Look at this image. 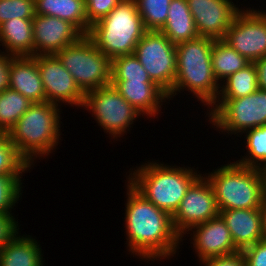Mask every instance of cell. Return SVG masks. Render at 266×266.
Returning a JSON list of instances; mask_svg holds the SVG:
<instances>
[{
	"label": "cell",
	"instance_id": "22",
	"mask_svg": "<svg viewBox=\"0 0 266 266\" xmlns=\"http://www.w3.org/2000/svg\"><path fill=\"white\" fill-rule=\"evenodd\" d=\"M160 31L175 45L199 36L187 0H171L166 23Z\"/></svg>",
	"mask_w": 266,
	"mask_h": 266
},
{
	"label": "cell",
	"instance_id": "30",
	"mask_svg": "<svg viewBox=\"0 0 266 266\" xmlns=\"http://www.w3.org/2000/svg\"><path fill=\"white\" fill-rule=\"evenodd\" d=\"M111 80H151V78L137 57L129 54L111 60Z\"/></svg>",
	"mask_w": 266,
	"mask_h": 266
},
{
	"label": "cell",
	"instance_id": "33",
	"mask_svg": "<svg viewBox=\"0 0 266 266\" xmlns=\"http://www.w3.org/2000/svg\"><path fill=\"white\" fill-rule=\"evenodd\" d=\"M122 0H85L86 17L90 25L108 15Z\"/></svg>",
	"mask_w": 266,
	"mask_h": 266
},
{
	"label": "cell",
	"instance_id": "15",
	"mask_svg": "<svg viewBox=\"0 0 266 266\" xmlns=\"http://www.w3.org/2000/svg\"><path fill=\"white\" fill-rule=\"evenodd\" d=\"M32 23L34 56L56 54L84 35L71 22L53 16L35 14Z\"/></svg>",
	"mask_w": 266,
	"mask_h": 266
},
{
	"label": "cell",
	"instance_id": "31",
	"mask_svg": "<svg viewBox=\"0 0 266 266\" xmlns=\"http://www.w3.org/2000/svg\"><path fill=\"white\" fill-rule=\"evenodd\" d=\"M22 175L0 174V214L13 215L11 210L22 195Z\"/></svg>",
	"mask_w": 266,
	"mask_h": 266
},
{
	"label": "cell",
	"instance_id": "2",
	"mask_svg": "<svg viewBox=\"0 0 266 266\" xmlns=\"http://www.w3.org/2000/svg\"><path fill=\"white\" fill-rule=\"evenodd\" d=\"M214 39L198 36L176 45V78L173 89L167 94L170 101L181 91L197 97L207 109L217 100L220 83L216 80L211 61Z\"/></svg>",
	"mask_w": 266,
	"mask_h": 266
},
{
	"label": "cell",
	"instance_id": "39",
	"mask_svg": "<svg viewBox=\"0 0 266 266\" xmlns=\"http://www.w3.org/2000/svg\"><path fill=\"white\" fill-rule=\"evenodd\" d=\"M261 217H262V232L264 239H266V198L260 208Z\"/></svg>",
	"mask_w": 266,
	"mask_h": 266
},
{
	"label": "cell",
	"instance_id": "17",
	"mask_svg": "<svg viewBox=\"0 0 266 266\" xmlns=\"http://www.w3.org/2000/svg\"><path fill=\"white\" fill-rule=\"evenodd\" d=\"M111 84L147 118L160 114L162 103L168 100L167 93L152 80H111Z\"/></svg>",
	"mask_w": 266,
	"mask_h": 266
},
{
	"label": "cell",
	"instance_id": "14",
	"mask_svg": "<svg viewBox=\"0 0 266 266\" xmlns=\"http://www.w3.org/2000/svg\"><path fill=\"white\" fill-rule=\"evenodd\" d=\"M187 3L199 36L214 40L224 38L241 10L232 0H187Z\"/></svg>",
	"mask_w": 266,
	"mask_h": 266
},
{
	"label": "cell",
	"instance_id": "26",
	"mask_svg": "<svg viewBox=\"0 0 266 266\" xmlns=\"http://www.w3.org/2000/svg\"><path fill=\"white\" fill-rule=\"evenodd\" d=\"M28 98L9 87L0 92V131L9 132L32 105Z\"/></svg>",
	"mask_w": 266,
	"mask_h": 266
},
{
	"label": "cell",
	"instance_id": "25",
	"mask_svg": "<svg viewBox=\"0 0 266 266\" xmlns=\"http://www.w3.org/2000/svg\"><path fill=\"white\" fill-rule=\"evenodd\" d=\"M258 89L257 69L254 62H250L221 82L217 99H237Z\"/></svg>",
	"mask_w": 266,
	"mask_h": 266
},
{
	"label": "cell",
	"instance_id": "24",
	"mask_svg": "<svg viewBox=\"0 0 266 266\" xmlns=\"http://www.w3.org/2000/svg\"><path fill=\"white\" fill-rule=\"evenodd\" d=\"M211 61L213 74L220 84L227 77L250 63L249 60L232 49L222 39L214 40L211 50Z\"/></svg>",
	"mask_w": 266,
	"mask_h": 266
},
{
	"label": "cell",
	"instance_id": "13",
	"mask_svg": "<svg viewBox=\"0 0 266 266\" xmlns=\"http://www.w3.org/2000/svg\"><path fill=\"white\" fill-rule=\"evenodd\" d=\"M37 64L46 94V101L59 106L67 103L82 108L85 93L55 54L32 56Z\"/></svg>",
	"mask_w": 266,
	"mask_h": 266
},
{
	"label": "cell",
	"instance_id": "12",
	"mask_svg": "<svg viewBox=\"0 0 266 266\" xmlns=\"http://www.w3.org/2000/svg\"><path fill=\"white\" fill-rule=\"evenodd\" d=\"M219 212L213 187L201 174L188 188L172 221L176 232L183 238L193 226L205 223Z\"/></svg>",
	"mask_w": 266,
	"mask_h": 266
},
{
	"label": "cell",
	"instance_id": "5",
	"mask_svg": "<svg viewBox=\"0 0 266 266\" xmlns=\"http://www.w3.org/2000/svg\"><path fill=\"white\" fill-rule=\"evenodd\" d=\"M207 174L219 210L261 208L266 198L262 169L230 162Z\"/></svg>",
	"mask_w": 266,
	"mask_h": 266
},
{
	"label": "cell",
	"instance_id": "1",
	"mask_svg": "<svg viewBox=\"0 0 266 266\" xmlns=\"http://www.w3.org/2000/svg\"><path fill=\"white\" fill-rule=\"evenodd\" d=\"M125 208V235L128 251L142 260L169 259L183 239L176 232L172 216L157 208L129 182Z\"/></svg>",
	"mask_w": 266,
	"mask_h": 266
},
{
	"label": "cell",
	"instance_id": "16",
	"mask_svg": "<svg viewBox=\"0 0 266 266\" xmlns=\"http://www.w3.org/2000/svg\"><path fill=\"white\" fill-rule=\"evenodd\" d=\"M190 231L193 234H190ZM188 232L187 234L193 235L191 244H193L194 250L197 252L196 256L199 258L200 263L213 257L240 251L234 245L230 230L220 215L211 218L205 223L193 226Z\"/></svg>",
	"mask_w": 266,
	"mask_h": 266
},
{
	"label": "cell",
	"instance_id": "29",
	"mask_svg": "<svg viewBox=\"0 0 266 266\" xmlns=\"http://www.w3.org/2000/svg\"><path fill=\"white\" fill-rule=\"evenodd\" d=\"M146 30L160 31L166 23L171 0H135Z\"/></svg>",
	"mask_w": 266,
	"mask_h": 266
},
{
	"label": "cell",
	"instance_id": "20",
	"mask_svg": "<svg viewBox=\"0 0 266 266\" xmlns=\"http://www.w3.org/2000/svg\"><path fill=\"white\" fill-rule=\"evenodd\" d=\"M0 43L8 56H34L32 19L13 18L2 23Z\"/></svg>",
	"mask_w": 266,
	"mask_h": 266
},
{
	"label": "cell",
	"instance_id": "7",
	"mask_svg": "<svg viewBox=\"0 0 266 266\" xmlns=\"http://www.w3.org/2000/svg\"><path fill=\"white\" fill-rule=\"evenodd\" d=\"M55 55L84 93L111 84V59L87 35Z\"/></svg>",
	"mask_w": 266,
	"mask_h": 266
},
{
	"label": "cell",
	"instance_id": "38",
	"mask_svg": "<svg viewBox=\"0 0 266 266\" xmlns=\"http://www.w3.org/2000/svg\"><path fill=\"white\" fill-rule=\"evenodd\" d=\"M8 87V55L0 50V92Z\"/></svg>",
	"mask_w": 266,
	"mask_h": 266
},
{
	"label": "cell",
	"instance_id": "40",
	"mask_svg": "<svg viewBox=\"0 0 266 266\" xmlns=\"http://www.w3.org/2000/svg\"><path fill=\"white\" fill-rule=\"evenodd\" d=\"M262 170H263V174H264L265 194H266V166Z\"/></svg>",
	"mask_w": 266,
	"mask_h": 266
},
{
	"label": "cell",
	"instance_id": "6",
	"mask_svg": "<svg viewBox=\"0 0 266 266\" xmlns=\"http://www.w3.org/2000/svg\"><path fill=\"white\" fill-rule=\"evenodd\" d=\"M146 31L135 0H122L108 15L90 26L87 36L112 60L134 54Z\"/></svg>",
	"mask_w": 266,
	"mask_h": 266
},
{
	"label": "cell",
	"instance_id": "18",
	"mask_svg": "<svg viewBox=\"0 0 266 266\" xmlns=\"http://www.w3.org/2000/svg\"><path fill=\"white\" fill-rule=\"evenodd\" d=\"M8 87L33 103L46 102L38 64L32 56H8Z\"/></svg>",
	"mask_w": 266,
	"mask_h": 266
},
{
	"label": "cell",
	"instance_id": "28",
	"mask_svg": "<svg viewBox=\"0 0 266 266\" xmlns=\"http://www.w3.org/2000/svg\"><path fill=\"white\" fill-rule=\"evenodd\" d=\"M32 168L18 153L8 132L0 131V174L22 175Z\"/></svg>",
	"mask_w": 266,
	"mask_h": 266
},
{
	"label": "cell",
	"instance_id": "27",
	"mask_svg": "<svg viewBox=\"0 0 266 266\" xmlns=\"http://www.w3.org/2000/svg\"><path fill=\"white\" fill-rule=\"evenodd\" d=\"M244 134L247 155L236 162L243 166L263 169L266 166V125L247 130Z\"/></svg>",
	"mask_w": 266,
	"mask_h": 266
},
{
	"label": "cell",
	"instance_id": "3",
	"mask_svg": "<svg viewBox=\"0 0 266 266\" xmlns=\"http://www.w3.org/2000/svg\"><path fill=\"white\" fill-rule=\"evenodd\" d=\"M129 172L127 182L171 216L179 208L188 188L201 175L193 167L164 165L155 161L143 163Z\"/></svg>",
	"mask_w": 266,
	"mask_h": 266
},
{
	"label": "cell",
	"instance_id": "11",
	"mask_svg": "<svg viewBox=\"0 0 266 266\" xmlns=\"http://www.w3.org/2000/svg\"><path fill=\"white\" fill-rule=\"evenodd\" d=\"M222 40L250 62L266 56V12L241 8Z\"/></svg>",
	"mask_w": 266,
	"mask_h": 266
},
{
	"label": "cell",
	"instance_id": "10",
	"mask_svg": "<svg viewBox=\"0 0 266 266\" xmlns=\"http://www.w3.org/2000/svg\"><path fill=\"white\" fill-rule=\"evenodd\" d=\"M134 55L151 80L168 94L176 78V45L161 31L147 30L137 43Z\"/></svg>",
	"mask_w": 266,
	"mask_h": 266
},
{
	"label": "cell",
	"instance_id": "37",
	"mask_svg": "<svg viewBox=\"0 0 266 266\" xmlns=\"http://www.w3.org/2000/svg\"><path fill=\"white\" fill-rule=\"evenodd\" d=\"M257 69L258 88L266 91V56L254 61Z\"/></svg>",
	"mask_w": 266,
	"mask_h": 266
},
{
	"label": "cell",
	"instance_id": "32",
	"mask_svg": "<svg viewBox=\"0 0 266 266\" xmlns=\"http://www.w3.org/2000/svg\"><path fill=\"white\" fill-rule=\"evenodd\" d=\"M35 0H0V25L13 18L33 19Z\"/></svg>",
	"mask_w": 266,
	"mask_h": 266
},
{
	"label": "cell",
	"instance_id": "8",
	"mask_svg": "<svg viewBox=\"0 0 266 266\" xmlns=\"http://www.w3.org/2000/svg\"><path fill=\"white\" fill-rule=\"evenodd\" d=\"M209 109L207 115L215 130L240 135L266 125V91L258 89L237 99H217Z\"/></svg>",
	"mask_w": 266,
	"mask_h": 266
},
{
	"label": "cell",
	"instance_id": "4",
	"mask_svg": "<svg viewBox=\"0 0 266 266\" xmlns=\"http://www.w3.org/2000/svg\"><path fill=\"white\" fill-rule=\"evenodd\" d=\"M60 112L54 103H32L9 130L11 142L31 167L34 160L47 157L57 148L61 140Z\"/></svg>",
	"mask_w": 266,
	"mask_h": 266
},
{
	"label": "cell",
	"instance_id": "23",
	"mask_svg": "<svg viewBox=\"0 0 266 266\" xmlns=\"http://www.w3.org/2000/svg\"><path fill=\"white\" fill-rule=\"evenodd\" d=\"M35 14L67 20L84 35L90 30L85 0H35Z\"/></svg>",
	"mask_w": 266,
	"mask_h": 266
},
{
	"label": "cell",
	"instance_id": "35",
	"mask_svg": "<svg viewBox=\"0 0 266 266\" xmlns=\"http://www.w3.org/2000/svg\"><path fill=\"white\" fill-rule=\"evenodd\" d=\"M12 215L0 214V249L19 234V223Z\"/></svg>",
	"mask_w": 266,
	"mask_h": 266
},
{
	"label": "cell",
	"instance_id": "9",
	"mask_svg": "<svg viewBox=\"0 0 266 266\" xmlns=\"http://www.w3.org/2000/svg\"><path fill=\"white\" fill-rule=\"evenodd\" d=\"M82 107L92 112L98 125L114 140L126 134L133 120L142 115L112 84L86 92Z\"/></svg>",
	"mask_w": 266,
	"mask_h": 266
},
{
	"label": "cell",
	"instance_id": "21",
	"mask_svg": "<svg viewBox=\"0 0 266 266\" xmlns=\"http://www.w3.org/2000/svg\"><path fill=\"white\" fill-rule=\"evenodd\" d=\"M30 235H15L0 249V266H44L40 244Z\"/></svg>",
	"mask_w": 266,
	"mask_h": 266
},
{
	"label": "cell",
	"instance_id": "34",
	"mask_svg": "<svg viewBox=\"0 0 266 266\" xmlns=\"http://www.w3.org/2000/svg\"><path fill=\"white\" fill-rule=\"evenodd\" d=\"M247 266H266V239L256 242L241 251Z\"/></svg>",
	"mask_w": 266,
	"mask_h": 266
},
{
	"label": "cell",
	"instance_id": "19",
	"mask_svg": "<svg viewBox=\"0 0 266 266\" xmlns=\"http://www.w3.org/2000/svg\"><path fill=\"white\" fill-rule=\"evenodd\" d=\"M219 211L240 251L264 239L260 208Z\"/></svg>",
	"mask_w": 266,
	"mask_h": 266
},
{
	"label": "cell",
	"instance_id": "36",
	"mask_svg": "<svg viewBox=\"0 0 266 266\" xmlns=\"http://www.w3.org/2000/svg\"><path fill=\"white\" fill-rule=\"evenodd\" d=\"M205 266H243L245 259L241 251L233 254L213 257L200 263Z\"/></svg>",
	"mask_w": 266,
	"mask_h": 266
}]
</instances>
